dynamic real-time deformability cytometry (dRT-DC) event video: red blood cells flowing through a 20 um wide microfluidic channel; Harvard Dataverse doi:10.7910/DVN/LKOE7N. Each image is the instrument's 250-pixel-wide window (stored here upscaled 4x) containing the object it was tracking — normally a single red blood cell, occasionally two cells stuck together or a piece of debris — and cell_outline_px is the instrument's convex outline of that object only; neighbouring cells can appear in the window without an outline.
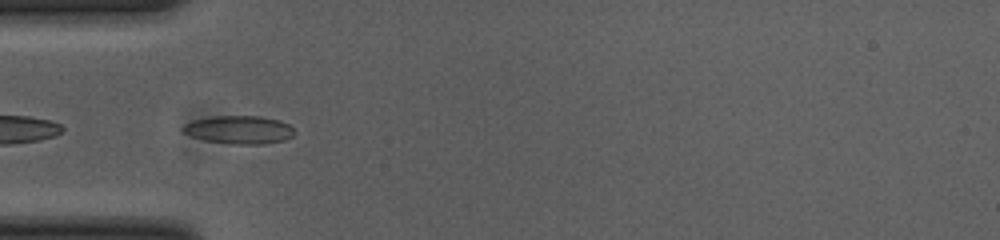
{"species": "common noctule bat (a hibernating species)", "species_latin": "Nyctalus noctula", "temperature_condition": "cold", "stored_images_in_passage": 43, "camera_frame_rate_fps": 3000, "um_per_image_px": 0.085, "animal": {"sex": "female", "body_mass_g": 23.0, "forearm_length_mm": 53.4}, "frame": {"image": 1, "passage_image": 5, "time_ms": 1.333, "image_size_px": [1000, 240], "cell_outline_px": [[296, 132], [292, 136], [284, 140], [264, 144], [232, 144], [204, 140], [192, 136], [184, 132], [180, 128], [184, 124], [192, 120], [216, 116], [260, 116], [280, 120], [288, 124]], "centroid_in_image_um": [20.33, 11.03], "position_along_channel_um": 64.7, "area_um2": 18.32}}
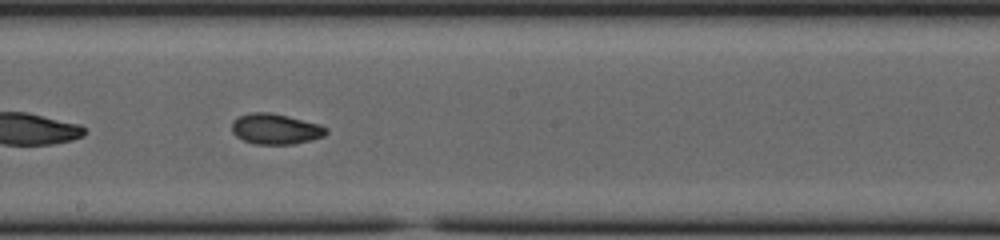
{"frame": {"image": 2, "passage_image": 18, "time_ms": 5.667, "image_size_px": [1000, 240], "cell_outline_px": [[328, 132], [324, 136], [312, 140], [292, 144], [256, 144], [244, 140], [236, 136], [232, 132], [232, 120], [240, 116], [252, 112], [272, 112], [320, 124], [328, 128]], "centroid_in_image_um": [23.44, 10.96], "position_along_channel_um": 224.8, "area_um2": 16.88}}
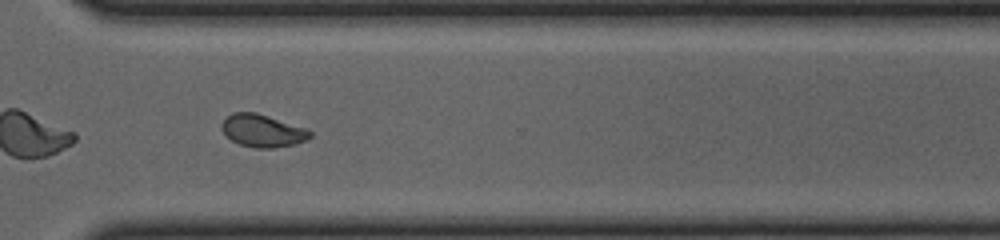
{"frame": {"image": 3, "passage_image": 28, "time_ms": 9.0, "image_size_px": [1000, 240], "cell_outline_px": [[312, 136], [308, 140], [292, 144], [272, 148], [256, 148], [240, 144], [232, 140], [220, 128], [220, 124], [232, 112], [256, 112], [308, 128], [312, 132]], "centroid_in_image_um": [22.34, 11.1], "position_along_channel_um": 348.3, "area_um2": 16.82}, "authors_computed_cell_mechanics": {"area_um2": 16.9354, "velocity_mm_per_s": 3.704, "shape_relaxation_time_tau1_ms": 4.8441, "shape_relaxation_time_tau2_ms": 2.9204, "deformation_change_tau1": 0.1567, "deformation_change_tau2": 0.0668}}